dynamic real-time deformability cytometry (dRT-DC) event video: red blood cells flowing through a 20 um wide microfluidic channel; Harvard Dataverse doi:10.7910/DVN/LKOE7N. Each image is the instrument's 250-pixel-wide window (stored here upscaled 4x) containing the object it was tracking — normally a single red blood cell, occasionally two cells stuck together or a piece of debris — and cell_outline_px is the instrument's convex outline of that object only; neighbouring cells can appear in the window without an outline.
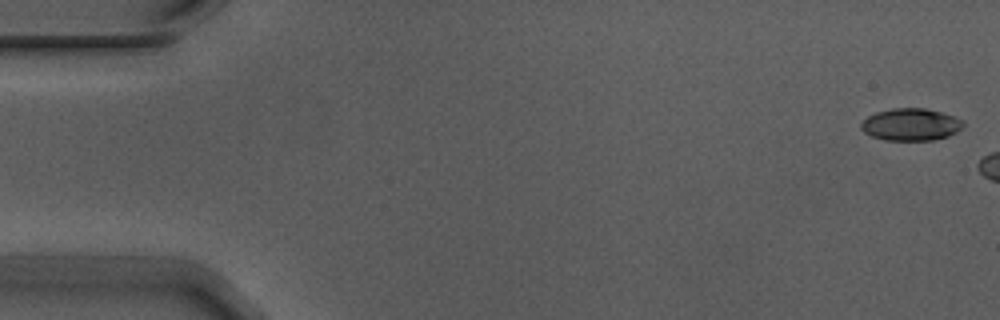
{"species": "Egyptian fruit bat (a non-hibernating species)", "species_latin": "Rousettus aegyptiacus", "temperature_condition": "warm", "stored_images_in_passage": 5, "camera_frame_rate_fps": 3000, "um_per_image_px": 0.085, "animal": {"sex": "male"}, "frame": {"image": 1, "passage_image": 1, "time_ms": 0.0, "image_size_px": [1000, 320], "cell_outline_px": [[964, 124], [956, 132], [948, 136], [932, 140], [884, 140], [872, 136], [864, 132], [860, 128], [860, 124], [868, 116], [876, 112], [892, 108], [924, 108], [940, 112], [964, 120]], "centroid_in_image_um": [77.4, 10.58], "position_along_channel_um": 7.6, "area_um2": 19.07}}